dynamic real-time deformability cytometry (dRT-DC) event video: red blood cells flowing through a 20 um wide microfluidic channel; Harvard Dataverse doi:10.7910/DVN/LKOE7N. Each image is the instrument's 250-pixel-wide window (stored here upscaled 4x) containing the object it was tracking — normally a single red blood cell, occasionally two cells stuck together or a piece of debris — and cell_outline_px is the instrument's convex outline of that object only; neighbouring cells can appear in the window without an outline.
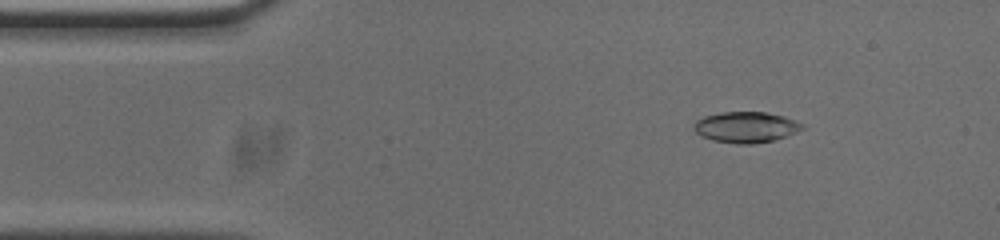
{"species": "common noctule bat (a hibernating species)", "species_latin": "Nyctalus noctula", "temperature_condition": "cold", "stored_images_in_passage": 53, "camera_frame_rate_fps": 3000, "um_per_image_px": 0.085, "animal": {"sex": "male", "body_mass_g": 20.0, "forearm_length_mm": 53.3}, "frame": {"image": 1, "passage_image": 7, "time_ms": 2.0, "image_size_px": [1000, 240], "cell_outline_px": [[804, 128], [796, 132], [776, 140], [752, 144], [736, 144], [712, 140], [700, 136], [692, 128], [692, 124], [696, 120], [704, 116], [720, 112], [768, 112], [784, 116], [796, 120], [804, 124]], "centroid_in_image_um": [63.39, 10.81], "position_along_channel_um": 21.6, "area_um2": 19.83}}
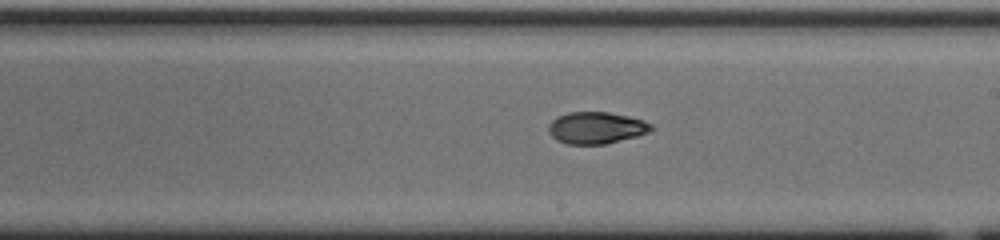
{"frame": {"image": 2, "passage_image": 29, "time_ms": 9.333, "image_size_px": [1000, 240], "cell_outline_px": [[656, 128], [648, 132], [636, 136], [604, 144], [568, 144], [556, 140], [548, 132], [548, 124], [552, 120], [568, 112], [608, 112], [628, 116], [644, 120], [652, 124]], "centroid_in_image_um": [50.69, 10.86], "position_along_channel_um": 238.3, "area_um2": 19.02}}
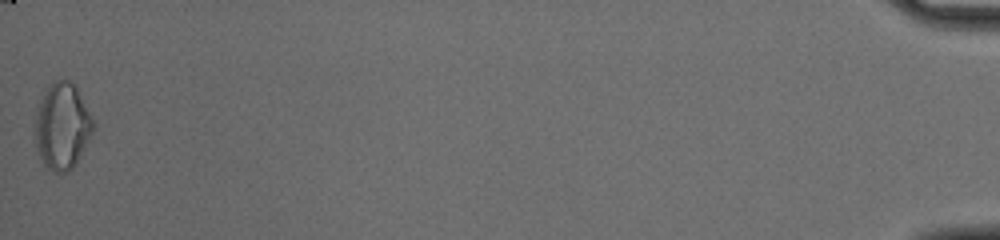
{"frame": {"image": 3, "passage_image": 53, "time_ms": 17.333, "image_size_px": [1000, 240], "cell_outline_px": [[92, 132], [80, 156], [72, 168], [68, 172], [56, 172], [48, 168], [44, 164], [36, 152], [32, 132], [36, 108], [44, 92], [52, 80], [72, 80], [92, 120]], "centroid_in_image_um": [5.19, 10.73], "position_along_channel_um": 430.0, "area_um2": 29.3}, "authors_computed_cell_mechanics": {"area_um2": 19.5942, "velocity_mm_per_s": 3.7685, "shape_relaxation_time_tau1_ms": 8.2782, "shape_relaxation_time_tau2_ms": 5.3364, "deformation_change_tau1": 0.2132, "deformation_change_tau2": 0.0996}}